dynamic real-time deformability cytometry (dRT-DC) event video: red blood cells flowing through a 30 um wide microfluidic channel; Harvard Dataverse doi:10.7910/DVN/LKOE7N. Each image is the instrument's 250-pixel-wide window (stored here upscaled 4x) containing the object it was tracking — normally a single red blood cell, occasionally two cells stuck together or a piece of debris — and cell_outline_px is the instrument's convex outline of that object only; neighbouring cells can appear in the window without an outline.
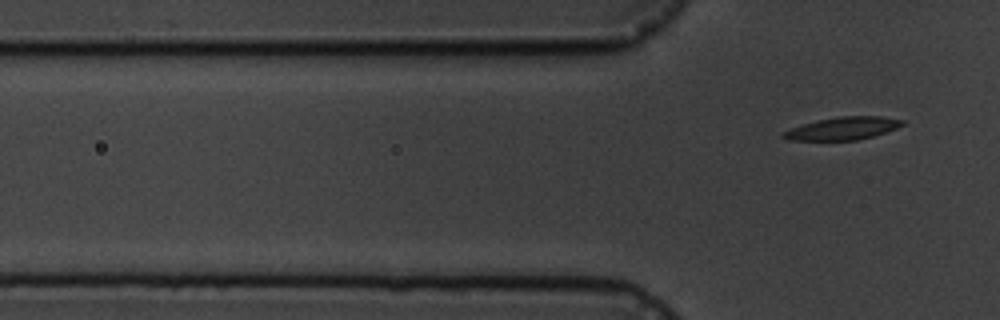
{"species": "common noctule bat (a hibernating species)", "species_latin": "Nyctalus noctula", "temperature_condition": "cold", "stored_images_in_passage": 6, "segment_of_instrument_passage": [2, 2], "camera_frame_rate_fps": 3000, "um_per_image_px": 0.085, "animal": {"sex": "male", "body_mass_g": 19.5, "forearm_length_mm": 54.6}, "frame": {"image": 1, "passage_image": 6, "time_ms": 5.333, "image_size_px": [1000, 320], "cell_outline_px": [[904, 124], [896, 128], [872, 136], [856, 140], [788, 140], [780, 136], [784, 132], [792, 128], [804, 124], [836, 116], [880, 116], [904, 120]], "centroid_in_image_um": [71.64, 10.91], "position_along_channel_um": 54.2, "area_um2": 15.49}}